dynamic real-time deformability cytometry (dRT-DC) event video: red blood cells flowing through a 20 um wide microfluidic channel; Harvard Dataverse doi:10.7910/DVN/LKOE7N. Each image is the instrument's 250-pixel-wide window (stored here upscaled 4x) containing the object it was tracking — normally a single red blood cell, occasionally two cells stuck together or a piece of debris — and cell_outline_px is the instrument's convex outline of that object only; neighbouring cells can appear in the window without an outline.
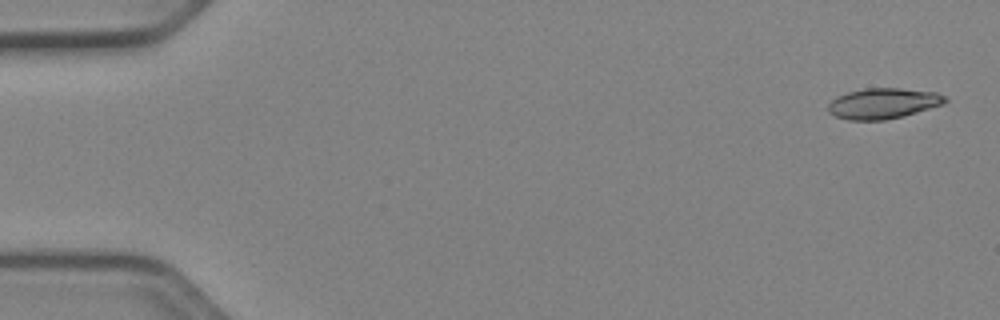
{"species": "Egyptian fruit bat (a non-hibernating species)", "species_latin": "Rousettus aegyptiacus", "temperature_condition": "cold", "stored_images_in_passage": 52, "camera_frame_rate_fps": 3000, "um_per_image_px": 0.085, "animal": {"sex": "female"}, "frame": {"image": 1, "passage_image": 2, "time_ms": 0.333, "image_size_px": [1000, 320], "cell_outline_px": [[948, 100], [944, 104], [904, 116], [884, 120], [848, 120], [836, 116], [828, 112], [828, 104], [836, 96], [848, 92], [864, 88], [900, 88], [936, 92], [944, 96]], "centroid_in_image_um": [75.06, 8.79], "position_along_channel_um": 9.9, "area_um2": 20.92}}
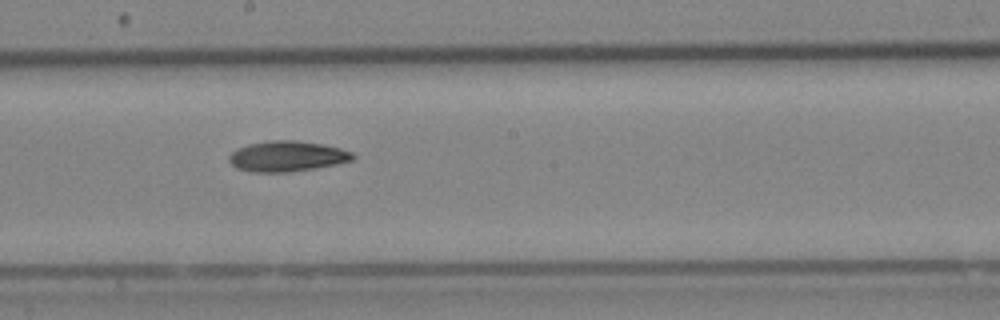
{"frame": {"image": 2, "passage_image": 29, "time_ms": 9.333, "image_size_px": [1000, 320], "cell_outline_px": [[356, 156], [352, 160], [336, 164], [316, 168], [288, 172], [252, 172], [236, 168], [228, 160], [228, 156], [236, 148], [248, 144], [268, 140], [296, 140], [320, 144], [340, 148], [352, 152]], "centroid_in_image_um": [24.37, 13.28], "position_along_channel_um": 223.8, "area_um2": 22.08}}
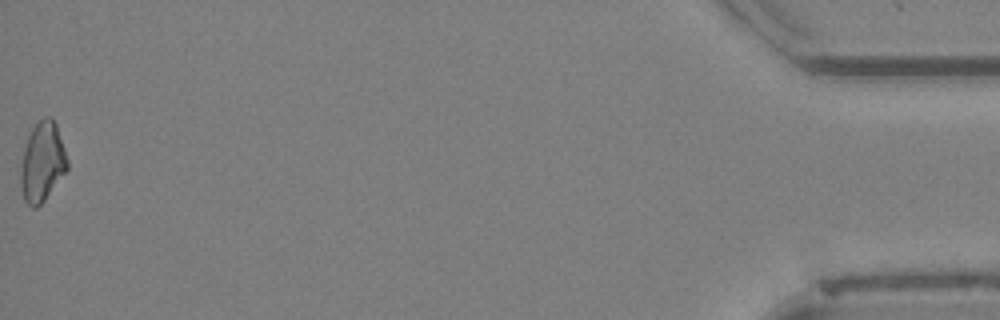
{"frame": {"image": 3, "passage_image": 52, "time_ms": 17.0, "image_size_px": [1000, 320], "cell_outline_px": [[68, 168], [44, 200], [36, 208], [32, 208], [24, 200], [20, 184], [20, 164], [24, 148], [28, 136], [32, 128], [44, 116], [52, 116], [56, 124], [68, 160]], "centroid_in_image_um": [3.58, 13.76], "position_along_channel_um": 431.6, "area_um2": 21.56}}